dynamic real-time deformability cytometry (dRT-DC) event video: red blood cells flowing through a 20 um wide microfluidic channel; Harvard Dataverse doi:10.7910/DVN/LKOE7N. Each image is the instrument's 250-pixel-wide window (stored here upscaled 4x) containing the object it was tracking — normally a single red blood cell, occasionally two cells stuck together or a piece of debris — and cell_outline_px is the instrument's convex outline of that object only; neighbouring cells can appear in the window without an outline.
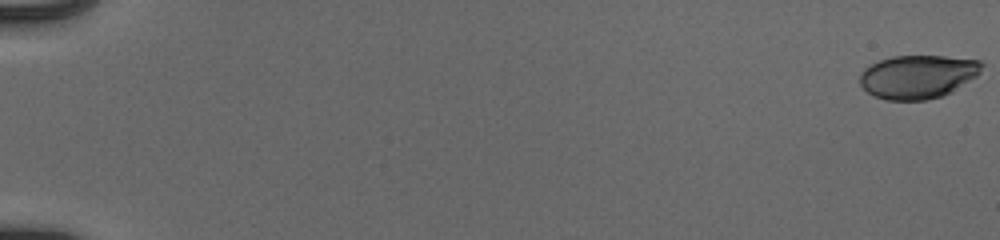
{"species": "human", "species_latin": "Homo sapiens", "temperature_condition": "cold", "stored_images_in_passage": 55, "camera_frame_rate_fps": 3000, "um_per_image_px": 0.085, "donor": {"sex": "male"}, "frame": {"image": 1, "passage_image": 1, "time_ms": 0.0, "image_size_px": [1000, 240], "cell_outline_px": [[984, 64], [980, 72], [976, 76], [952, 92], [944, 96], [928, 100], [888, 100], [876, 96], [868, 92], [860, 84], [860, 72], [864, 68], [880, 60], [892, 56], [944, 56], [980, 60]], "centroid_in_image_um": [78.03, 6.52], "position_along_channel_um": 7.0, "area_um2": 30.98}}
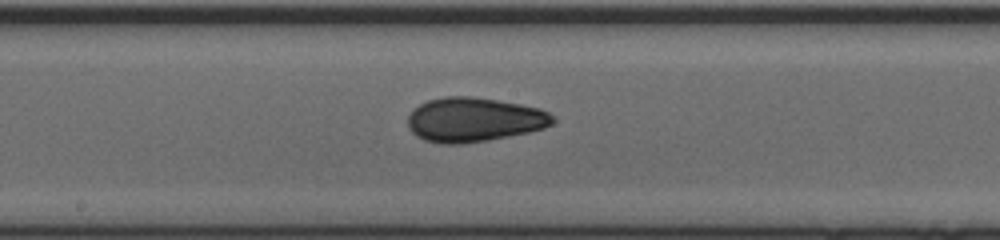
{"frame": {"image": 2, "passage_image": 32, "time_ms": 10.333, "image_size_px": [1000, 240], "cell_outline_px": [[556, 120], [552, 124], [544, 128], [528, 132], [488, 140], [460, 144], [440, 144], [424, 140], [416, 136], [408, 128], [408, 116], [420, 104], [428, 100], [444, 96], [468, 96], [496, 100], [520, 104], [540, 108], [548, 112]], "centroid_in_image_um": [40.28, 10.18], "position_along_channel_um": 207.9, "area_um2": 37.4}}
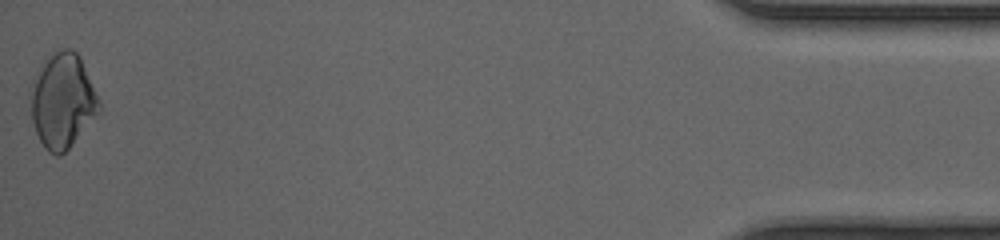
{"frame": {"image": 3, "passage_image": 55, "time_ms": 18.0, "image_size_px": [1000, 240], "cell_outline_px": [[100, 112], [72, 144], [60, 156], [56, 156], [48, 152], [44, 148], [36, 132], [32, 120], [28, 92], [32, 80], [44, 56], [52, 52], [64, 48], [72, 48], [80, 56], [100, 100]], "centroid_in_image_um": [5.28, 8.52], "position_along_channel_um": 429.9, "area_um2": 38.55}, "authors_computed_cell_mechanics": {"area_um2": 35.1424, "velocity_mm_per_s": 3.9655, "shape_relaxation_time_tau1_ms": 11.1366, "shape_relaxation_time_tau2_ms": 2.1819, "deformation_change_tau1": 0.2047, "deformation_change_tau2": 0.0463}}